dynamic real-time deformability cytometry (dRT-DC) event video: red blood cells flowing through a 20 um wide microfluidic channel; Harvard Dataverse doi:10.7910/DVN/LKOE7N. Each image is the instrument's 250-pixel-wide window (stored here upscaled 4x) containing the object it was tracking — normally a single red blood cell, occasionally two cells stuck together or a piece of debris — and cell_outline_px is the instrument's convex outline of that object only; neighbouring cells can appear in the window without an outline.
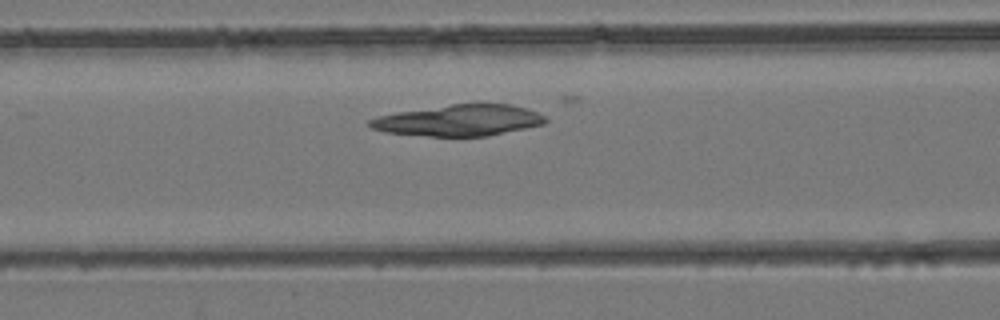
{"species": "common noctule bat (a hibernating species)", "species_latin": "Nyctalus noctula", "temperature_condition": "room temperature", "stored_images_in_passage": 4, "camera_frame_rate_fps": 3000, "um_per_image_px": 0.085, "animal": {"sex": "female", "body_mass_g": 24.6, "forearm_length_mm": 56.2}, "frame": {"image": 1, "passage_image": 4, "time_ms": 1.0, "image_size_px": [1000, 320], "cell_outline_px": [[548, 120], [544, 124], [488, 136], [428, 136], [384, 132], [372, 128], [368, 124], [368, 120], [380, 116], [396, 112], [480, 100], [508, 104], [524, 108], [536, 112], [544, 116]], "centroid_in_image_um": [39.04, 10.2], "position_along_channel_um": 127.6, "area_um2": 32.43}}